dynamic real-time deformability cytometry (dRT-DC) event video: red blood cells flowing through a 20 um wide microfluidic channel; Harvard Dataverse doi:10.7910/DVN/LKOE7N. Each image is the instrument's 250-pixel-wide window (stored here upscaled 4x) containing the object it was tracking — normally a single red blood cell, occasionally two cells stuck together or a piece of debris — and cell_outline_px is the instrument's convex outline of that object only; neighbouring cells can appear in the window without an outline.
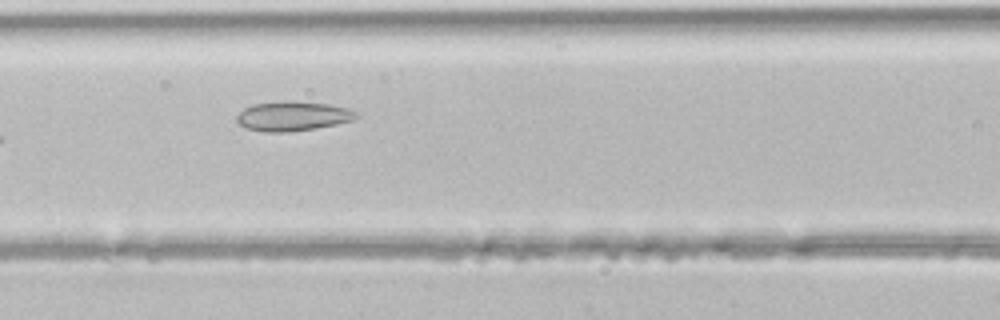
{"species": "common noctule bat (a hibernating species)", "species_latin": "Nyctalus noctula", "temperature_condition": "room temperature", "stored_images_in_passage": 5, "camera_frame_rate_fps": 3000, "um_per_image_px": 0.085, "animal": {"sex": "male", "body_mass_g": 21.5, "forearm_length_mm": 52.0}, "frame": {"image": 1, "passage_image": 4, "time_ms": 1.0, "image_size_px": [1000, 320], "cell_outline_px": [[360, 116], [352, 120], [336, 124], [316, 128], [288, 132], [264, 132], [244, 128], [236, 120], [236, 116], [244, 108], [252, 104], [288, 100], [292, 100], [328, 104], [348, 108], [360, 112]], "centroid_in_image_um": [24.89, 9.86], "position_along_channel_um": 141.7, "area_um2": 20.87}}
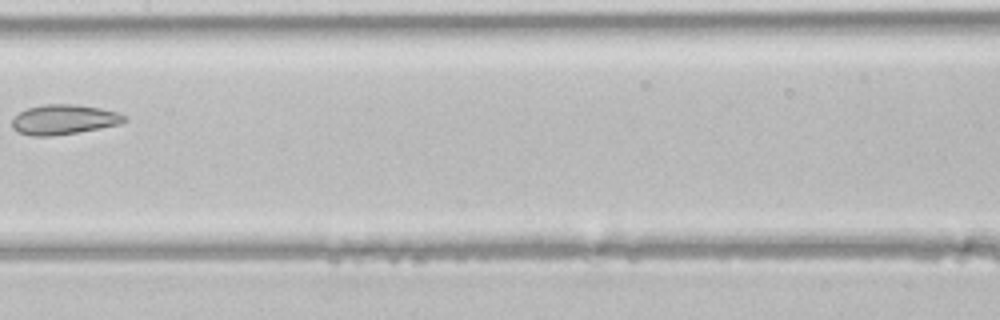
{"frame": {"image": 2, "passage_image": 5, "time_ms": 1.333, "image_size_px": [1000, 320], "cell_outline_px": [[128, 120], [120, 124], [100, 128], [52, 136], [32, 136], [16, 132], [12, 128], [12, 120], [20, 112], [28, 108], [44, 104], [76, 104], [100, 108], [116, 112], [128, 116]], "centroid_in_image_um": [5.43, 10.16], "position_along_channel_um": 202.0, "area_um2": 19.59}}